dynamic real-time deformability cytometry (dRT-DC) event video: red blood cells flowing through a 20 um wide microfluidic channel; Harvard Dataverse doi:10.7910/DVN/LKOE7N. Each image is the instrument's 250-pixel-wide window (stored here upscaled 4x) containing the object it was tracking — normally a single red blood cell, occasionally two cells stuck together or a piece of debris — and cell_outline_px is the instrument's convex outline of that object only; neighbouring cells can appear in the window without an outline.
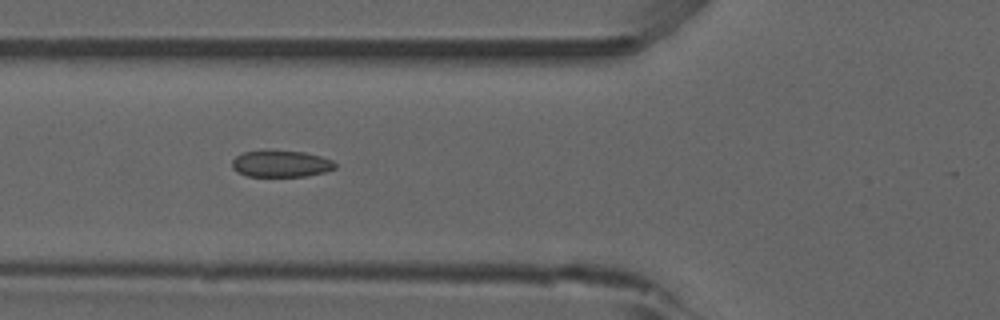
{"species": "common noctule bat (a hibernating species)", "species_latin": "Nyctalus noctula", "temperature_condition": "room temperature", "stored_images_in_passage": 5, "camera_frame_rate_fps": 3000, "um_per_image_px": 0.085, "animal": {"sex": "male", "forearm_length_mm": 52.5}, "frame": {"image": 1, "passage_image": 2, "time_ms": 1.0, "image_size_px": [1000, 320], "cell_outline_px": [[336, 168], [324, 172], [308, 176], [248, 176], [236, 172], [232, 168], [232, 160], [236, 156], [244, 152], [268, 148], [304, 152], [320, 156], [332, 160], [336, 164]], "centroid_in_image_um": [23.85, 13.89], "position_along_channel_um": 101.9, "area_um2": 16.47}}
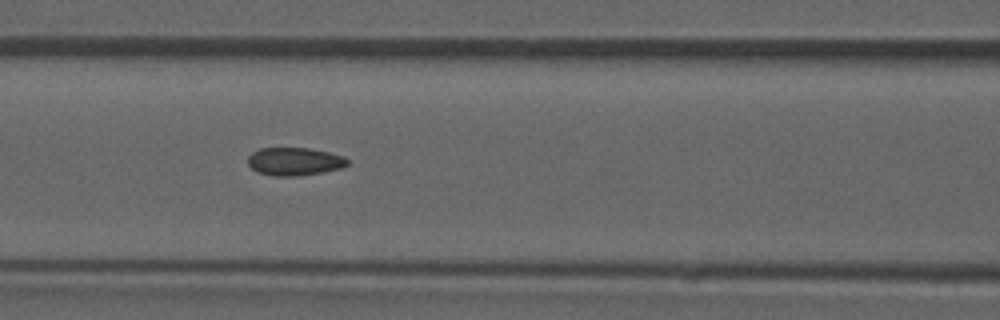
{"frame": {"image": 2, "passage_image": 3, "time_ms": 2.0, "image_size_px": [1000, 320], "cell_outline_px": [[348, 164], [340, 168], [324, 172], [296, 176], [272, 176], [256, 172], [248, 164], [248, 156], [252, 152], [260, 148], [308, 148], [328, 152], [344, 156], [348, 160]], "centroid_in_image_um": [25.01, 13.73], "position_along_channel_um": 141.6, "area_um2": 16.3}}